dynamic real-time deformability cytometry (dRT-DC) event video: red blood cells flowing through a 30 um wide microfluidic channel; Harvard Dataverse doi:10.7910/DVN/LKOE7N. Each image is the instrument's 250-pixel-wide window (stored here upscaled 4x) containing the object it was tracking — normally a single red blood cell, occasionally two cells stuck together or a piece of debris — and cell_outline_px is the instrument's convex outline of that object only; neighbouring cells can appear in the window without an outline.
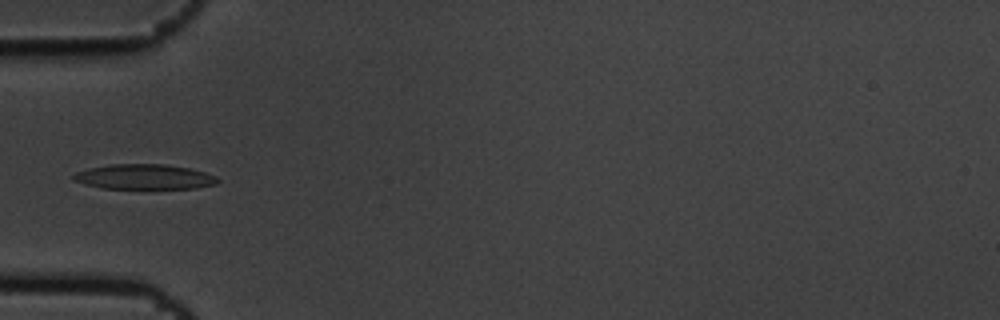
{"species": "common noctule bat (a hibernating species)", "species_latin": "Nyctalus noctula", "temperature_condition": "cold", "stored_images_in_passage": 5, "camera_frame_rate_fps": 3000, "um_per_image_px": 0.085, "animal": {"sex": "male", "body_mass_g": 19.5, "forearm_length_mm": 54.6}, "frame": {"image": 1, "passage_image": 5, "time_ms": 1.333, "image_size_px": [1000, 320], "cell_outline_px": [[220, 180], [216, 184], [196, 188], [104, 188], [84, 184], [72, 180], [72, 176], [76, 172], [108, 164], [164, 164], [188, 168], [204, 172], [216, 176]], "centroid_in_image_um": [12.27, 15.03], "position_along_channel_um": 72.7, "area_um2": 20.87}}